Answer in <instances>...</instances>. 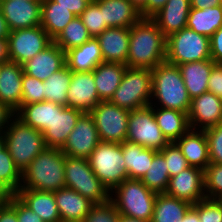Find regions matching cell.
Masks as SVG:
<instances>
[{
  "label": "cell",
  "instance_id": "obj_1",
  "mask_svg": "<svg viewBox=\"0 0 222 222\" xmlns=\"http://www.w3.org/2000/svg\"><path fill=\"white\" fill-rule=\"evenodd\" d=\"M166 60V37L151 18H141L130 27L126 66L154 69Z\"/></svg>",
  "mask_w": 222,
  "mask_h": 222
},
{
  "label": "cell",
  "instance_id": "obj_2",
  "mask_svg": "<svg viewBox=\"0 0 222 222\" xmlns=\"http://www.w3.org/2000/svg\"><path fill=\"white\" fill-rule=\"evenodd\" d=\"M65 154L60 148L46 147L22 172L19 189L56 192L65 188Z\"/></svg>",
  "mask_w": 222,
  "mask_h": 222
},
{
  "label": "cell",
  "instance_id": "obj_3",
  "mask_svg": "<svg viewBox=\"0 0 222 222\" xmlns=\"http://www.w3.org/2000/svg\"><path fill=\"white\" fill-rule=\"evenodd\" d=\"M152 73V107L175 109L189 113L191 99L182 79L180 69L176 65L159 64L151 70Z\"/></svg>",
  "mask_w": 222,
  "mask_h": 222
},
{
  "label": "cell",
  "instance_id": "obj_4",
  "mask_svg": "<svg viewBox=\"0 0 222 222\" xmlns=\"http://www.w3.org/2000/svg\"><path fill=\"white\" fill-rule=\"evenodd\" d=\"M157 193L141 180L126 179L110 192V200L120 215L151 222Z\"/></svg>",
  "mask_w": 222,
  "mask_h": 222
},
{
  "label": "cell",
  "instance_id": "obj_5",
  "mask_svg": "<svg viewBox=\"0 0 222 222\" xmlns=\"http://www.w3.org/2000/svg\"><path fill=\"white\" fill-rule=\"evenodd\" d=\"M6 148L22 173L47 146L43 133L14 116L4 131Z\"/></svg>",
  "mask_w": 222,
  "mask_h": 222
},
{
  "label": "cell",
  "instance_id": "obj_6",
  "mask_svg": "<svg viewBox=\"0 0 222 222\" xmlns=\"http://www.w3.org/2000/svg\"><path fill=\"white\" fill-rule=\"evenodd\" d=\"M151 98V69L126 67L122 81L109 101L122 109L133 111L149 106Z\"/></svg>",
  "mask_w": 222,
  "mask_h": 222
},
{
  "label": "cell",
  "instance_id": "obj_7",
  "mask_svg": "<svg viewBox=\"0 0 222 222\" xmlns=\"http://www.w3.org/2000/svg\"><path fill=\"white\" fill-rule=\"evenodd\" d=\"M87 159L109 192L128 179L121 144L100 142Z\"/></svg>",
  "mask_w": 222,
  "mask_h": 222
},
{
  "label": "cell",
  "instance_id": "obj_8",
  "mask_svg": "<svg viewBox=\"0 0 222 222\" xmlns=\"http://www.w3.org/2000/svg\"><path fill=\"white\" fill-rule=\"evenodd\" d=\"M211 59L210 38L183 28L166 38V62L181 65Z\"/></svg>",
  "mask_w": 222,
  "mask_h": 222
},
{
  "label": "cell",
  "instance_id": "obj_9",
  "mask_svg": "<svg viewBox=\"0 0 222 222\" xmlns=\"http://www.w3.org/2000/svg\"><path fill=\"white\" fill-rule=\"evenodd\" d=\"M65 184L94 204L105 203L110 199L109 190L92 171L87 158L65 155Z\"/></svg>",
  "mask_w": 222,
  "mask_h": 222
},
{
  "label": "cell",
  "instance_id": "obj_10",
  "mask_svg": "<svg viewBox=\"0 0 222 222\" xmlns=\"http://www.w3.org/2000/svg\"><path fill=\"white\" fill-rule=\"evenodd\" d=\"M126 140L157 151L169 143L156 122L154 107L130 111Z\"/></svg>",
  "mask_w": 222,
  "mask_h": 222
},
{
  "label": "cell",
  "instance_id": "obj_11",
  "mask_svg": "<svg viewBox=\"0 0 222 222\" xmlns=\"http://www.w3.org/2000/svg\"><path fill=\"white\" fill-rule=\"evenodd\" d=\"M89 114L93 117L101 142L126 141L130 111L110 101H100Z\"/></svg>",
  "mask_w": 222,
  "mask_h": 222
},
{
  "label": "cell",
  "instance_id": "obj_12",
  "mask_svg": "<svg viewBox=\"0 0 222 222\" xmlns=\"http://www.w3.org/2000/svg\"><path fill=\"white\" fill-rule=\"evenodd\" d=\"M7 39L10 61L21 65L53 42L40 25L10 31Z\"/></svg>",
  "mask_w": 222,
  "mask_h": 222
},
{
  "label": "cell",
  "instance_id": "obj_13",
  "mask_svg": "<svg viewBox=\"0 0 222 222\" xmlns=\"http://www.w3.org/2000/svg\"><path fill=\"white\" fill-rule=\"evenodd\" d=\"M100 142L93 117L89 113H83L61 151L66 156L88 158Z\"/></svg>",
  "mask_w": 222,
  "mask_h": 222
},
{
  "label": "cell",
  "instance_id": "obj_14",
  "mask_svg": "<svg viewBox=\"0 0 222 222\" xmlns=\"http://www.w3.org/2000/svg\"><path fill=\"white\" fill-rule=\"evenodd\" d=\"M167 195L191 205L205 199L204 170L190 166L169 180Z\"/></svg>",
  "mask_w": 222,
  "mask_h": 222
},
{
  "label": "cell",
  "instance_id": "obj_15",
  "mask_svg": "<svg viewBox=\"0 0 222 222\" xmlns=\"http://www.w3.org/2000/svg\"><path fill=\"white\" fill-rule=\"evenodd\" d=\"M190 128L206 130L222 123V99L211 92H205L191 100L188 113Z\"/></svg>",
  "mask_w": 222,
  "mask_h": 222
},
{
  "label": "cell",
  "instance_id": "obj_16",
  "mask_svg": "<svg viewBox=\"0 0 222 222\" xmlns=\"http://www.w3.org/2000/svg\"><path fill=\"white\" fill-rule=\"evenodd\" d=\"M42 1L0 0L2 15L10 31L39 26Z\"/></svg>",
  "mask_w": 222,
  "mask_h": 222
},
{
  "label": "cell",
  "instance_id": "obj_17",
  "mask_svg": "<svg viewBox=\"0 0 222 222\" xmlns=\"http://www.w3.org/2000/svg\"><path fill=\"white\" fill-rule=\"evenodd\" d=\"M66 107L89 113L101 100L94 83L93 71L72 72Z\"/></svg>",
  "mask_w": 222,
  "mask_h": 222
},
{
  "label": "cell",
  "instance_id": "obj_18",
  "mask_svg": "<svg viewBox=\"0 0 222 222\" xmlns=\"http://www.w3.org/2000/svg\"><path fill=\"white\" fill-rule=\"evenodd\" d=\"M82 114L81 110L55 104L52 123L43 132L46 146L61 149Z\"/></svg>",
  "mask_w": 222,
  "mask_h": 222
},
{
  "label": "cell",
  "instance_id": "obj_19",
  "mask_svg": "<svg viewBox=\"0 0 222 222\" xmlns=\"http://www.w3.org/2000/svg\"><path fill=\"white\" fill-rule=\"evenodd\" d=\"M22 66L25 74L45 81L54 72L66 66V54L52 42L47 48L23 63Z\"/></svg>",
  "mask_w": 222,
  "mask_h": 222
},
{
  "label": "cell",
  "instance_id": "obj_20",
  "mask_svg": "<svg viewBox=\"0 0 222 222\" xmlns=\"http://www.w3.org/2000/svg\"><path fill=\"white\" fill-rule=\"evenodd\" d=\"M23 66L16 62L2 63L0 67V103L13 112L21 107Z\"/></svg>",
  "mask_w": 222,
  "mask_h": 222
},
{
  "label": "cell",
  "instance_id": "obj_21",
  "mask_svg": "<svg viewBox=\"0 0 222 222\" xmlns=\"http://www.w3.org/2000/svg\"><path fill=\"white\" fill-rule=\"evenodd\" d=\"M103 62L125 64L129 52L130 28L110 27L96 37Z\"/></svg>",
  "mask_w": 222,
  "mask_h": 222
},
{
  "label": "cell",
  "instance_id": "obj_22",
  "mask_svg": "<svg viewBox=\"0 0 222 222\" xmlns=\"http://www.w3.org/2000/svg\"><path fill=\"white\" fill-rule=\"evenodd\" d=\"M61 222H82L94 203L75 190L61 188L54 192Z\"/></svg>",
  "mask_w": 222,
  "mask_h": 222
},
{
  "label": "cell",
  "instance_id": "obj_23",
  "mask_svg": "<svg viewBox=\"0 0 222 222\" xmlns=\"http://www.w3.org/2000/svg\"><path fill=\"white\" fill-rule=\"evenodd\" d=\"M190 0H168L151 19L167 38L187 26Z\"/></svg>",
  "mask_w": 222,
  "mask_h": 222
},
{
  "label": "cell",
  "instance_id": "obj_24",
  "mask_svg": "<svg viewBox=\"0 0 222 222\" xmlns=\"http://www.w3.org/2000/svg\"><path fill=\"white\" fill-rule=\"evenodd\" d=\"M103 9V22L110 27L130 28L142 17L130 0H94Z\"/></svg>",
  "mask_w": 222,
  "mask_h": 222
},
{
  "label": "cell",
  "instance_id": "obj_25",
  "mask_svg": "<svg viewBox=\"0 0 222 222\" xmlns=\"http://www.w3.org/2000/svg\"><path fill=\"white\" fill-rule=\"evenodd\" d=\"M175 143L190 166L205 170L209 165L208 140L205 131L190 129Z\"/></svg>",
  "mask_w": 222,
  "mask_h": 222
},
{
  "label": "cell",
  "instance_id": "obj_26",
  "mask_svg": "<svg viewBox=\"0 0 222 222\" xmlns=\"http://www.w3.org/2000/svg\"><path fill=\"white\" fill-rule=\"evenodd\" d=\"M15 195L44 222H61L54 192L19 189Z\"/></svg>",
  "mask_w": 222,
  "mask_h": 222
},
{
  "label": "cell",
  "instance_id": "obj_27",
  "mask_svg": "<svg viewBox=\"0 0 222 222\" xmlns=\"http://www.w3.org/2000/svg\"><path fill=\"white\" fill-rule=\"evenodd\" d=\"M215 64L209 59L178 65L191 100L208 91L209 76Z\"/></svg>",
  "mask_w": 222,
  "mask_h": 222
},
{
  "label": "cell",
  "instance_id": "obj_28",
  "mask_svg": "<svg viewBox=\"0 0 222 222\" xmlns=\"http://www.w3.org/2000/svg\"><path fill=\"white\" fill-rule=\"evenodd\" d=\"M65 54L66 66L72 72L93 71L97 65L103 62L99 42L94 37L81 46L69 49Z\"/></svg>",
  "mask_w": 222,
  "mask_h": 222
},
{
  "label": "cell",
  "instance_id": "obj_29",
  "mask_svg": "<svg viewBox=\"0 0 222 222\" xmlns=\"http://www.w3.org/2000/svg\"><path fill=\"white\" fill-rule=\"evenodd\" d=\"M126 65L112 62H102L93 70L94 83L101 101H109L120 85Z\"/></svg>",
  "mask_w": 222,
  "mask_h": 222
},
{
  "label": "cell",
  "instance_id": "obj_30",
  "mask_svg": "<svg viewBox=\"0 0 222 222\" xmlns=\"http://www.w3.org/2000/svg\"><path fill=\"white\" fill-rule=\"evenodd\" d=\"M120 144L122 147L123 159L126 164L128 179L141 180L152 163L154 154L157 150L144 148L137 143H132L127 140Z\"/></svg>",
  "mask_w": 222,
  "mask_h": 222
},
{
  "label": "cell",
  "instance_id": "obj_31",
  "mask_svg": "<svg viewBox=\"0 0 222 222\" xmlns=\"http://www.w3.org/2000/svg\"><path fill=\"white\" fill-rule=\"evenodd\" d=\"M156 122L169 143L176 142L191 128L188 114L175 109L154 107Z\"/></svg>",
  "mask_w": 222,
  "mask_h": 222
},
{
  "label": "cell",
  "instance_id": "obj_32",
  "mask_svg": "<svg viewBox=\"0 0 222 222\" xmlns=\"http://www.w3.org/2000/svg\"><path fill=\"white\" fill-rule=\"evenodd\" d=\"M76 17L68 8L59 6L52 0H42L40 26L54 40L58 34Z\"/></svg>",
  "mask_w": 222,
  "mask_h": 222
},
{
  "label": "cell",
  "instance_id": "obj_33",
  "mask_svg": "<svg viewBox=\"0 0 222 222\" xmlns=\"http://www.w3.org/2000/svg\"><path fill=\"white\" fill-rule=\"evenodd\" d=\"M222 26V5L206 9L190 8L187 28L211 37Z\"/></svg>",
  "mask_w": 222,
  "mask_h": 222
},
{
  "label": "cell",
  "instance_id": "obj_34",
  "mask_svg": "<svg viewBox=\"0 0 222 222\" xmlns=\"http://www.w3.org/2000/svg\"><path fill=\"white\" fill-rule=\"evenodd\" d=\"M54 105L55 103L51 101L30 103L21 106L15 112V116L26 125L43 133L52 123Z\"/></svg>",
  "mask_w": 222,
  "mask_h": 222
},
{
  "label": "cell",
  "instance_id": "obj_35",
  "mask_svg": "<svg viewBox=\"0 0 222 222\" xmlns=\"http://www.w3.org/2000/svg\"><path fill=\"white\" fill-rule=\"evenodd\" d=\"M191 206L166 193L157 194L151 222H180Z\"/></svg>",
  "mask_w": 222,
  "mask_h": 222
},
{
  "label": "cell",
  "instance_id": "obj_36",
  "mask_svg": "<svg viewBox=\"0 0 222 222\" xmlns=\"http://www.w3.org/2000/svg\"><path fill=\"white\" fill-rule=\"evenodd\" d=\"M72 71L65 66L54 72L44 83V101L66 106L67 91L69 89Z\"/></svg>",
  "mask_w": 222,
  "mask_h": 222
},
{
  "label": "cell",
  "instance_id": "obj_37",
  "mask_svg": "<svg viewBox=\"0 0 222 222\" xmlns=\"http://www.w3.org/2000/svg\"><path fill=\"white\" fill-rule=\"evenodd\" d=\"M169 180L170 177L165 158L160 151H157L141 181L151 191L162 194L167 191Z\"/></svg>",
  "mask_w": 222,
  "mask_h": 222
},
{
  "label": "cell",
  "instance_id": "obj_38",
  "mask_svg": "<svg viewBox=\"0 0 222 222\" xmlns=\"http://www.w3.org/2000/svg\"><path fill=\"white\" fill-rule=\"evenodd\" d=\"M91 38L92 36L89 34L86 26L82 23L80 17L76 16L58 34L53 42L66 52L71 48L81 46Z\"/></svg>",
  "mask_w": 222,
  "mask_h": 222
},
{
  "label": "cell",
  "instance_id": "obj_39",
  "mask_svg": "<svg viewBox=\"0 0 222 222\" xmlns=\"http://www.w3.org/2000/svg\"><path fill=\"white\" fill-rule=\"evenodd\" d=\"M0 181L13 194L19 190L22 181V173L15 166L7 148L0 152Z\"/></svg>",
  "mask_w": 222,
  "mask_h": 222
},
{
  "label": "cell",
  "instance_id": "obj_40",
  "mask_svg": "<svg viewBox=\"0 0 222 222\" xmlns=\"http://www.w3.org/2000/svg\"><path fill=\"white\" fill-rule=\"evenodd\" d=\"M205 197L208 199H222V164L212 163L204 170Z\"/></svg>",
  "mask_w": 222,
  "mask_h": 222
},
{
  "label": "cell",
  "instance_id": "obj_41",
  "mask_svg": "<svg viewBox=\"0 0 222 222\" xmlns=\"http://www.w3.org/2000/svg\"><path fill=\"white\" fill-rule=\"evenodd\" d=\"M79 17L88 29L89 34L94 38L108 28L106 22H103V9H100L94 0L88 4Z\"/></svg>",
  "mask_w": 222,
  "mask_h": 222
},
{
  "label": "cell",
  "instance_id": "obj_42",
  "mask_svg": "<svg viewBox=\"0 0 222 222\" xmlns=\"http://www.w3.org/2000/svg\"><path fill=\"white\" fill-rule=\"evenodd\" d=\"M160 152L165 158L170 178L190 167L187 159L183 156L181 149L175 142L168 143Z\"/></svg>",
  "mask_w": 222,
  "mask_h": 222
},
{
  "label": "cell",
  "instance_id": "obj_43",
  "mask_svg": "<svg viewBox=\"0 0 222 222\" xmlns=\"http://www.w3.org/2000/svg\"><path fill=\"white\" fill-rule=\"evenodd\" d=\"M44 101V83L28 74H23L21 106Z\"/></svg>",
  "mask_w": 222,
  "mask_h": 222
},
{
  "label": "cell",
  "instance_id": "obj_44",
  "mask_svg": "<svg viewBox=\"0 0 222 222\" xmlns=\"http://www.w3.org/2000/svg\"><path fill=\"white\" fill-rule=\"evenodd\" d=\"M192 207L197 211L200 222H222V201L205 198Z\"/></svg>",
  "mask_w": 222,
  "mask_h": 222
},
{
  "label": "cell",
  "instance_id": "obj_45",
  "mask_svg": "<svg viewBox=\"0 0 222 222\" xmlns=\"http://www.w3.org/2000/svg\"><path fill=\"white\" fill-rule=\"evenodd\" d=\"M120 214L109 199L105 203L94 204L82 222H119Z\"/></svg>",
  "mask_w": 222,
  "mask_h": 222
},
{
  "label": "cell",
  "instance_id": "obj_46",
  "mask_svg": "<svg viewBox=\"0 0 222 222\" xmlns=\"http://www.w3.org/2000/svg\"><path fill=\"white\" fill-rule=\"evenodd\" d=\"M204 131L208 140L210 162L222 164V123Z\"/></svg>",
  "mask_w": 222,
  "mask_h": 222
},
{
  "label": "cell",
  "instance_id": "obj_47",
  "mask_svg": "<svg viewBox=\"0 0 222 222\" xmlns=\"http://www.w3.org/2000/svg\"><path fill=\"white\" fill-rule=\"evenodd\" d=\"M208 92L222 99V63H216L209 76Z\"/></svg>",
  "mask_w": 222,
  "mask_h": 222
},
{
  "label": "cell",
  "instance_id": "obj_48",
  "mask_svg": "<svg viewBox=\"0 0 222 222\" xmlns=\"http://www.w3.org/2000/svg\"><path fill=\"white\" fill-rule=\"evenodd\" d=\"M15 212L18 222H44L15 195Z\"/></svg>",
  "mask_w": 222,
  "mask_h": 222
},
{
  "label": "cell",
  "instance_id": "obj_49",
  "mask_svg": "<svg viewBox=\"0 0 222 222\" xmlns=\"http://www.w3.org/2000/svg\"><path fill=\"white\" fill-rule=\"evenodd\" d=\"M210 54L215 63H222V26L210 37Z\"/></svg>",
  "mask_w": 222,
  "mask_h": 222
},
{
  "label": "cell",
  "instance_id": "obj_50",
  "mask_svg": "<svg viewBox=\"0 0 222 222\" xmlns=\"http://www.w3.org/2000/svg\"><path fill=\"white\" fill-rule=\"evenodd\" d=\"M0 222H18L15 212V194L0 207Z\"/></svg>",
  "mask_w": 222,
  "mask_h": 222
},
{
  "label": "cell",
  "instance_id": "obj_51",
  "mask_svg": "<svg viewBox=\"0 0 222 222\" xmlns=\"http://www.w3.org/2000/svg\"><path fill=\"white\" fill-rule=\"evenodd\" d=\"M59 3V6L68 8L76 16H79L92 0H52Z\"/></svg>",
  "mask_w": 222,
  "mask_h": 222
},
{
  "label": "cell",
  "instance_id": "obj_52",
  "mask_svg": "<svg viewBox=\"0 0 222 222\" xmlns=\"http://www.w3.org/2000/svg\"><path fill=\"white\" fill-rule=\"evenodd\" d=\"M168 0H147L146 5L139 11L142 18H152Z\"/></svg>",
  "mask_w": 222,
  "mask_h": 222
},
{
  "label": "cell",
  "instance_id": "obj_53",
  "mask_svg": "<svg viewBox=\"0 0 222 222\" xmlns=\"http://www.w3.org/2000/svg\"><path fill=\"white\" fill-rule=\"evenodd\" d=\"M15 116L8 106L0 103V132H4L9 125L11 119Z\"/></svg>",
  "mask_w": 222,
  "mask_h": 222
},
{
  "label": "cell",
  "instance_id": "obj_54",
  "mask_svg": "<svg viewBox=\"0 0 222 222\" xmlns=\"http://www.w3.org/2000/svg\"><path fill=\"white\" fill-rule=\"evenodd\" d=\"M222 5V0H190V7L197 9H206Z\"/></svg>",
  "mask_w": 222,
  "mask_h": 222
},
{
  "label": "cell",
  "instance_id": "obj_55",
  "mask_svg": "<svg viewBox=\"0 0 222 222\" xmlns=\"http://www.w3.org/2000/svg\"><path fill=\"white\" fill-rule=\"evenodd\" d=\"M10 61L8 39L0 38V64Z\"/></svg>",
  "mask_w": 222,
  "mask_h": 222
},
{
  "label": "cell",
  "instance_id": "obj_56",
  "mask_svg": "<svg viewBox=\"0 0 222 222\" xmlns=\"http://www.w3.org/2000/svg\"><path fill=\"white\" fill-rule=\"evenodd\" d=\"M180 222H200L197 211L191 206Z\"/></svg>",
  "mask_w": 222,
  "mask_h": 222
},
{
  "label": "cell",
  "instance_id": "obj_57",
  "mask_svg": "<svg viewBox=\"0 0 222 222\" xmlns=\"http://www.w3.org/2000/svg\"><path fill=\"white\" fill-rule=\"evenodd\" d=\"M13 193L0 181V201L4 204L7 203Z\"/></svg>",
  "mask_w": 222,
  "mask_h": 222
},
{
  "label": "cell",
  "instance_id": "obj_58",
  "mask_svg": "<svg viewBox=\"0 0 222 222\" xmlns=\"http://www.w3.org/2000/svg\"><path fill=\"white\" fill-rule=\"evenodd\" d=\"M10 30L7 26V23L2 15V11L0 8V38H8Z\"/></svg>",
  "mask_w": 222,
  "mask_h": 222
},
{
  "label": "cell",
  "instance_id": "obj_59",
  "mask_svg": "<svg viewBox=\"0 0 222 222\" xmlns=\"http://www.w3.org/2000/svg\"><path fill=\"white\" fill-rule=\"evenodd\" d=\"M119 222H148V221L139 220L136 218H131V217H127L124 215H120Z\"/></svg>",
  "mask_w": 222,
  "mask_h": 222
},
{
  "label": "cell",
  "instance_id": "obj_60",
  "mask_svg": "<svg viewBox=\"0 0 222 222\" xmlns=\"http://www.w3.org/2000/svg\"><path fill=\"white\" fill-rule=\"evenodd\" d=\"M130 2L140 11L146 5L147 0H130Z\"/></svg>",
  "mask_w": 222,
  "mask_h": 222
},
{
  "label": "cell",
  "instance_id": "obj_61",
  "mask_svg": "<svg viewBox=\"0 0 222 222\" xmlns=\"http://www.w3.org/2000/svg\"><path fill=\"white\" fill-rule=\"evenodd\" d=\"M6 149V139L4 132H0V152Z\"/></svg>",
  "mask_w": 222,
  "mask_h": 222
},
{
  "label": "cell",
  "instance_id": "obj_62",
  "mask_svg": "<svg viewBox=\"0 0 222 222\" xmlns=\"http://www.w3.org/2000/svg\"><path fill=\"white\" fill-rule=\"evenodd\" d=\"M26 1H42V0H26Z\"/></svg>",
  "mask_w": 222,
  "mask_h": 222
}]
</instances>
